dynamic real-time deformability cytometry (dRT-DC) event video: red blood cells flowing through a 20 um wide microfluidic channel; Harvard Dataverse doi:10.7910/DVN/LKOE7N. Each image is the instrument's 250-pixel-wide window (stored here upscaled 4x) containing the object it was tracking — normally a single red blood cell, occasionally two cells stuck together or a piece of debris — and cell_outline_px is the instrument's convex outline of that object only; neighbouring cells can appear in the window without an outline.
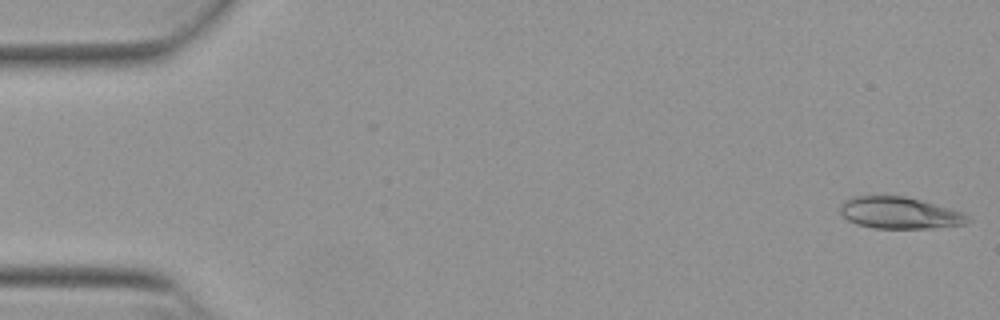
{"species": "Egyptian fruit bat (a non-hibernating species)", "species_latin": "Rousettus aegyptiacus", "temperature_condition": "warm", "stored_images_in_passage": 52, "camera_frame_rate_fps": 3000, "um_per_image_px": 0.085, "animal": {"sex": "female"}, "frame": {"image": 1, "passage_image": 1, "time_ms": 0.0, "image_size_px": [1000, 320], "cell_outline_px": [[972, 220], [964, 224], [932, 228], [872, 228], [856, 224], [848, 220], [840, 212], [840, 204], [844, 200], [852, 196], [904, 196], [920, 200], [964, 212]], "centroid_in_image_um": [76.45, 18.1], "position_along_channel_um": 8.6, "area_um2": 23.58}}
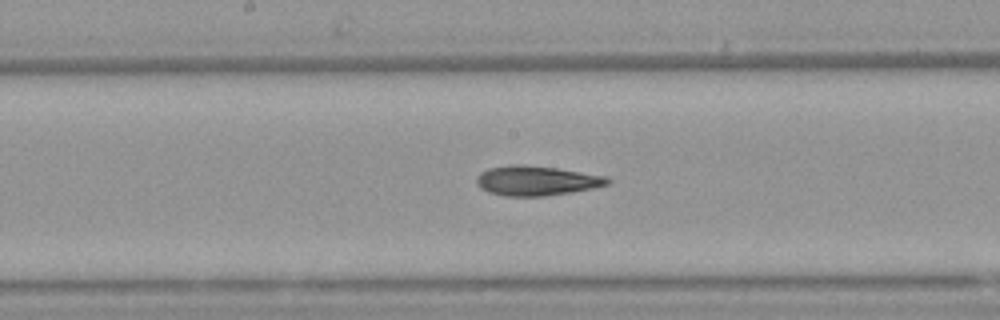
{"frame": {"image": 2, "passage_image": 27, "time_ms": 8.667, "image_size_px": [1000, 320], "cell_outline_px": [[612, 180], [608, 184], [592, 188], [544, 196], [504, 196], [488, 192], [480, 188], [476, 184], [476, 176], [480, 172], [488, 168], [512, 164], [520, 164], [556, 168], [604, 176]], "centroid_in_image_um": [45.52, 15.35], "position_along_channel_um": 202.7, "area_um2": 22.54}}
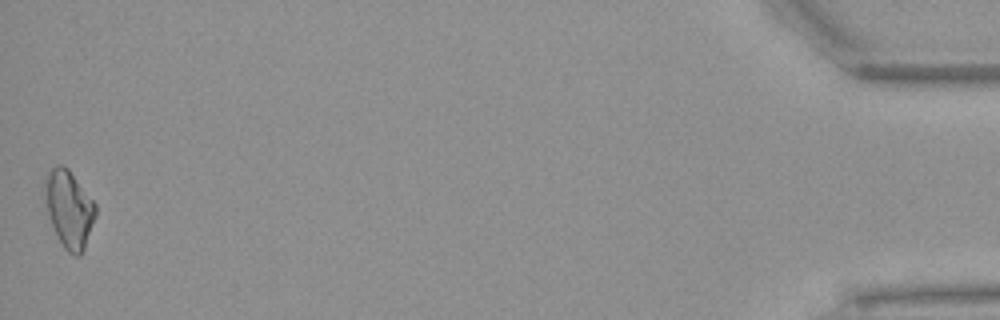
{"frame": {"image": 3, "passage_image": 52, "time_ms": 17.0, "image_size_px": [1000, 320], "cell_outline_px": [[96, 216], [84, 248], [80, 256], [76, 256], [68, 252], [64, 248], [48, 216], [44, 196], [44, 180], [48, 172], [56, 164], [64, 164], [68, 168], [96, 204]], "centroid_in_image_um": [5.86, 17.73], "position_along_channel_um": 429.3, "area_um2": 22.77}, "authors_computed_cell_mechanics": {"area_um2": 22.1952, "velocity_mm_per_s": 3.8759, "shape_relaxation_time_tau1_ms": null, "shape_relaxation_time_tau2_ms": 7.4457, "deformation_change_tau1": null, "deformation_change_tau2": 0.1977}}